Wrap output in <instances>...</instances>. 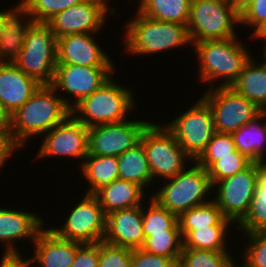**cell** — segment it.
Returning <instances> with one entry per match:
<instances>
[{"mask_svg": "<svg viewBox=\"0 0 266 267\" xmlns=\"http://www.w3.org/2000/svg\"><path fill=\"white\" fill-rule=\"evenodd\" d=\"M136 9L145 17L187 25L191 0H139Z\"/></svg>", "mask_w": 266, "mask_h": 267, "instance_id": "obj_28", "label": "cell"}, {"mask_svg": "<svg viewBox=\"0 0 266 267\" xmlns=\"http://www.w3.org/2000/svg\"><path fill=\"white\" fill-rule=\"evenodd\" d=\"M132 249L99 242V267H131Z\"/></svg>", "mask_w": 266, "mask_h": 267, "instance_id": "obj_39", "label": "cell"}, {"mask_svg": "<svg viewBox=\"0 0 266 267\" xmlns=\"http://www.w3.org/2000/svg\"><path fill=\"white\" fill-rule=\"evenodd\" d=\"M136 12L134 19L124 23L123 45L128 55H155L189 44L192 47L187 25L157 21Z\"/></svg>", "mask_w": 266, "mask_h": 267, "instance_id": "obj_3", "label": "cell"}, {"mask_svg": "<svg viewBox=\"0 0 266 267\" xmlns=\"http://www.w3.org/2000/svg\"><path fill=\"white\" fill-rule=\"evenodd\" d=\"M32 22L27 8L20 1L5 9V29L0 40V61L13 62L18 57Z\"/></svg>", "mask_w": 266, "mask_h": 267, "instance_id": "obj_22", "label": "cell"}, {"mask_svg": "<svg viewBox=\"0 0 266 267\" xmlns=\"http://www.w3.org/2000/svg\"><path fill=\"white\" fill-rule=\"evenodd\" d=\"M259 172L260 163L252 162L246 169L219 180L213 185L215 193H213L214 199L212 200L221 209L223 216L235 225L248 213Z\"/></svg>", "mask_w": 266, "mask_h": 267, "instance_id": "obj_11", "label": "cell"}, {"mask_svg": "<svg viewBox=\"0 0 266 267\" xmlns=\"http://www.w3.org/2000/svg\"><path fill=\"white\" fill-rule=\"evenodd\" d=\"M174 263L171 258L147 252L142 248L132 249L131 267H171Z\"/></svg>", "mask_w": 266, "mask_h": 267, "instance_id": "obj_41", "label": "cell"}, {"mask_svg": "<svg viewBox=\"0 0 266 267\" xmlns=\"http://www.w3.org/2000/svg\"><path fill=\"white\" fill-rule=\"evenodd\" d=\"M178 224L183 237L189 230L196 228L213 225H233L234 223L223 216L221 209L212 200L181 213L178 216Z\"/></svg>", "mask_w": 266, "mask_h": 267, "instance_id": "obj_31", "label": "cell"}, {"mask_svg": "<svg viewBox=\"0 0 266 267\" xmlns=\"http://www.w3.org/2000/svg\"><path fill=\"white\" fill-rule=\"evenodd\" d=\"M141 248L147 252L168 257L174 262H178L183 250L181 231L166 230V233L151 234L145 238Z\"/></svg>", "mask_w": 266, "mask_h": 267, "instance_id": "obj_33", "label": "cell"}, {"mask_svg": "<svg viewBox=\"0 0 266 267\" xmlns=\"http://www.w3.org/2000/svg\"><path fill=\"white\" fill-rule=\"evenodd\" d=\"M255 32H266V21Z\"/></svg>", "mask_w": 266, "mask_h": 267, "instance_id": "obj_49", "label": "cell"}, {"mask_svg": "<svg viewBox=\"0 0 266 267\" xmlns=\"http://www.w3.org/2000/svg\"><path fill=\"white\" fill-rule=\"evenodd\" d=\"M144 240L142 205L116 210L107 215L105 242L136 249L143 246Z\"/></svg>", "mask_w": 266, "mask_h": 267, "instance_id": "obj_20", "label": "cell"}, {"mask_svg": "<svg viewBox=\"0 0 266 267\" xmlns=\"http://www.w3.org/2000/svg\"><path fill=\"white\" fill-rule=\"evenodd\" d=\"M83 177L87 180L86 194H94L102 186L119 179V164L116 156L88 154L80 167Z\"/></svg>", "mask_w": 266, "mask_h": 267, "instance_id": "obj_26", "label": "cell"}, {"mask_svg": "<svg viewBox=\"0 0 266 267\" xmlns=\"http://www.w3.org/2000/svg\"><path fill=\"white\" fill-rule=\"evenodd\" d=\"M40 86L14 62L0 61V106L8 117L24 105Z\"/></svg>", "mask_w": 266, "mask_h": 267, "instance_id": "obj_19", "label": "cell"}, {"mask_svg": "<svg viewBox=\"0 0 266 267\" xmlns=\"http://www.w3.org/2000/svg\"><path fill=\"white\" fill-rule=\"evenodd\" d=\"M5 9L2 11L0 10V40L2 37V34L4 33V29H5Z\"/></svg>", "mask_w": 266, "mask_h": 267, "instance_id": "obj_47", "label": "cell"}, {"mask_svg": "<svg viewBox=\"0 0 266 267\" xmlns=\"http://www.w3.org/2000/svg\"><path fill=\"white\" fill-rule=\"evenodd\" d=\"M236 151L232 134L216 132L207 144L205 151L195 162L208 170L218 161V157L233 156Z\"/></svg>", "mask_w": 266, "mask_h": 267, "instance_id": "obj_35", "label": "cell"}, {"mask_svg": "<svg viewBox=\"0 0 266 267\" xmlns=\"http://www.w3.org/2000/svg\"><path fill=\"white\" fill-rule=\"evenodd\" d=\"M240 25L253 29V33L266 21V0H250L240 10Z\"/></svg>", "mask_w": 266, "mask_h": 267, "instance_id": "obj_40", "label": "cell"}, {"mask_svg": "<svg viewBox=\"0 0 266 267\" xmlns=\"http://www.w3.org/2000/svg\"><path fill=\"white\" fill-rule=\"evenodd\" d=\"M233 228L232 225H213L189 230L183 236V248L230 252L227 247L230 246L229 241L226 237L227 234L230 236Z\"/></svg>", "mask_w": 266, "mask_h": 267, "instance_id": "obj_29", "label": "cell"}, {"mask_svg": "<svg viewBox=\"0 0 266 267\" xmlns=\"http://www.w3.org/2000/svg\"><path fill=\"white\" fill-rule=\"evenodd\" d=\"M18 150L22 149L14 142L9 128H0V170L4 168L8 158Z\"/></svg>", "mask_w": 266, "mask_h": 267, "instance_id": "obj_43", "label": "cell"}, {"mask_svg": "<svg viewBox=\"0 0 266 267\" xmlns=\"http://www.w3.org/2000/svg\"><path fill=\"white\" fill-rule=\"evenodd\" d=\"M38 215L31 210L0 208V243L6 246L3 255H23L17 249L18 240L30 239L33 244L39 232L46 227L45 219Z\"/></svg>", "mask_w": 266, "mask_h": 267, "instance_id": "obj_18", "label": "cell"}, {"mask_svg": "<svg viewBox=\"0 0 266 267\" xmlns=\"http://www.w3.org/2000/svg\"><path fill=\"white\" fill-rule=\"evenodd\" d=\"M232 257L230 252L183 248L179 262L181 267H237Z\"/></svg>", "mask_w": 266, "mask_h": 267, "instance_id": "obj_34", "label": "cell"}, {"mask_svg": "<svg viewBox=\"0 0 266 267\" xmlns=\"http://www.w3.org/2000/svg\"><path fill=\"white\" fill-rule=\"evenodd\" d=\"M252 57L230 87L264 111L266 109V63L255 61L256 59Z\"/></svg>", "mask_w": 266, "mask_h": 267, "instance_id": "obj_25", "label": "cell"}, {"mask_svg": "<svg viewBox=\"0 0 266 267\" xmlns=\"http://www.w3.org/2000/svg\"><path fill=\"white\" fill-rule=\"evenodd\" d=\"M171 267H181V264L180 262H175Z\"/></svg>", "mask_w": 266, "mask_h": 267, "instance_id": "obj_50", "label": "cell"}, {"mask_svg": "<svg viewBox=\"0 0 266 267\" xmlns=\"http://www.w3.org/2000/svg\"><path fill=\"white\" fill-rule=\"evenodd\" d=\"M118 164L119 179L134 182L145 191L148 186H153L152 174L141 142L119 155Z\"/></svg>", "mask_w": 266, "mask_h": 267, "instance_id": "obj_27", "label": "cell"}, {"mask_svg": "<svg viewBox=\"0 0 266 267\" xmlns=\"http://www.w3.org/2000/svg\"><path fill=\"white\" fill-rule=\"evenodd\" d=\"M115 68V66L87 67L56 64L55 77L51 86L59 93H61L60 90L63 91L61 97L65 105L72 110L85 97L107 82L116 71ZM67 95H69L68 98Z\"/></svg>", "mask_w": 266, "mask_h": 267, "instance_id": "obj_12", "label": "cell"}, {"mask_svg": "<svg viewBox=\"0 0 266 267\" xmlns=\"http://www.w3.org/2000/svg\"><path fill=\"white\" fill-rule=\"evenodd\" d=\"M250 37H252V39L253 38L256 39L257 37H258V39H263L262 41H264V44H265L264 47L265 48L263 49L264 52H262L263 53L262 58L264 59V60L262 59V61L266 63V32H254V33H252V36H250Z\"/></svg>", "mask_w": 266, "mask_h": 267, "instance_id": "obj_45", "label": "cell"}, {"mask_svg": "<svg viewBox=\"0 0 266 267\" xmlns=\"http://www.w3.org/2000/svg\"><path fill=\"white\" fill-rule=\"evenodd\" d=\"M164 125L174 134L179 146L193 162L205 151L216 133L211 109L201 97L181 115Z\"/></svg>", "mask_w": 266, "mask_h": 267, "instance_id": "obj_9", "label": "cell"}, {"mask_svg": "<svg viewBox=\"0 0 266 267\" xmlns=\"http://www.w3.org/2000/svg\"><path fill=\"white\" fill-rule=\"evenodd\" d=\"M238 37L192 43L198 65L196 75L199 76V83L208 82L206 90L218 86L230 87L242 72L246 62L253 56Z\"/></svg>", "mask_w": 266, "mask_h": 267, "instance_id": "obj_2", "label": "cell"}, {"mask_svg": "<svg viewBox=\"0 0 266 267\" xmlns=\"http://www.w3.org/2000/svg\"><path fill=\"white\" fill-rule=\"evenodd\" d=\"M0 128H8V116L0 106Z\"/></svg>", "mask_w": 266, "mask_h": 267, "instance_id": "obj_46", "label": "cell"}, {"mask_svg": "<svg viewBox=\"0 0 266 267\" xmlns=\"http://www.w3.org/2000/svg\"><path fill=\"white\" fill-rule=\"evenodd\" d=\"M79 203H75L70 214L66 216L60 228L51 226L59 237L80 243H98L104 241L106 219L98 198L94 194H84Z\"/></svg>", "mask_w": 266, "mask_h": 267, "instance_id": "obj_13", "label": "cell"}, {"mask_svg": "<svg viewBox=\"0 0 266 267\" xmlns=\"http://www.w3.org/2000/svg\"><path fill=\"white\" fill-rule=\"evenodd\" d=\"M148 204V206L142 205V225L145 238L151 234L166 233V230H180L176 214L161 207L152 198Z\"/></svg>", "mask_w": 266, "mask_h": 267, "instance_id": "obj_32", "label": "cell"}, {"mask_svg": "<svg viewBox=\"0 0 266 267\" xmlns=\"http://www.w3.org/2000/svg\"><path fill=\"white\" fill-rule=\"evenodd\" d=\"M251 163V160L237 150L233 153V156L218 157V161L207 171L214 185L219 180L246 169Z\"/></svg>", "mask_w": 266, "mask_h": 267, "instance_id": "obj_38", "label": "cell"}, {"mask_svg": "<svg viewBox=\"0 0 266 267\" xmlns=\"http://www.w3.org/2000/svg\"><path fill=\"white\" fill-rule=\"evenodd\" d=\"M144 193H146L145 190L138 184L117 179L102 186L94 195L98 198L104 213L108 215L116 210L143 205L144 198H148Z\"/></svg>", "mask_w": 266, "mask_h": 267, "instance_id": "obj_23", "label": "cell"}, {"mask_svg": "<svg viewBox=\"0 0 266 267\" xmlns=\"http://www.w3.org/2000/svg\"><path fill=\"white\" fill-rule=\"evenodd\" d=\"M239 10L250 0H230Z\"/></svg>", "mask_w": 266, "mask_h": 267, "instance_id": "obj_48", "label": "cell"}, {"mask_svg": "<svg viewBox=\"0 0 266 267\" xmlns=\"http://www.w3.org/2000/svg\"><path fill=\"white\" fill-rule=\"evenodd\" d=\"M70 267H99V242L83 243Z\"/></svg>", "mask_w": 266, "mask_h": 267, "instance_id": "obj_42", "label": "cell"}, {"mask_svg": "<svg viewBox=\"0 0 266 267\" xmlns=\"http://www.w3.org/2000/svg\"><path fill=\"white\" fill-rule=\"evenodd\" d=\"M140 142L145 150L153 183L156 178L159 181V178L166 180L174 177L192 162L163 123L150 122L143 130Z\"/></svg>", "mask_w": 266, "mask_h": 267, "instance_id": "obj_8", "label": "cell"}, {"mask_svg": "<svg viewBox=\"0 0 266 267\" xmlns=\"http://www.w3.org/2000/svg\"><path fill=\"white\" fill-rule=\"evenodd\" d=\"M33 244L34 256L29 258L31 264L37 263L38 267H70L77 249L83 243L61 238L49 227L39 232Z\"/></svg>", "mask_w": 266, "mask_h": 267, "instance_id": "obj_21", "label": "cell"}, {"mask_svg": "<svg viewBox=\"0 0 266 267\" xmlns=\"http://www.w3.org/2000/svg\"><path fill=\"white\" fill-rule=\"evenodd\" d=\"M236 226L239 232L266 231V162L260 164L257 186L248 213Z\"/></svg>", "mask_w": 266, "mask_h": 267, "instance_id": "obj_30", "label": "cell"}, {"mask_svg": "<svg viewBox=\"0 0 266 267\" xmlns=\"http://www.w3.org/2000/svg\"><path fill=\"white\" fill-rule=\"evenodd\" d=\"M242 233L248 242L242 251L243 262L238 267H266V231Z\"/></svg>", "mask_w": 266, "mask_h": 267, "instance_id": "obj_36", "label": "cell"}, {"mask_svg": "<svg viewBox=\"0 0 266 267\" xmlns=\"http://www.w3.org/2000/svg\"><path fill=\"white\" fill-rule=\"evenodd\" d=\"M200 97L211 109L218 133L232 134L263 112L231 87L211 88L203 91Z\"/></svg>", "mask_w": 266, "mask_h": 267, "instance_id": "obj_10", "label": "cell"}, {"mask_svg": "<svg viewBox=\"0 0 266 267\" xmlns=\"http://www.w3.org/2000/svg\"><path fill=\"white\" fill-rule=\"evenodd\" d=\"M57 93L51 85H41L24 105L8 117V128L20 148L24 149L32 137L39 134L43 137L71 114Z\"/></svg>", "mask_w": 266, "mask_h": 267, "instance_id": "obj_1", "label": "cell"}, {"mask_svg": "<svg viewBox=\"0 0 266 267\" xmlns=\"http://www.w3.org/2000/svg\"><path fill=\"white\" fill-rule=\"evenodd\" d=\"M191 163L182 172L166 179V181L164 180L165 184L163 183V187H160L154 195L151 194L149 196L161 207L177 216L193 207L206 204L213 199L211 197L213 184L208 171L196 162L192 161ZM209 193H211V196Z\"/></svg>", "mask_w": 266, "mask_h": 267, "instance_id": "obj_5", "label": "cell"}, {"mask_svg": "<svg viewBox=\"0 0 266 267\" xmlns=\"http://www.w3.org/2000/svg\"><path fill=\"white\" fill-rule=\"evenodd\" d=\"M132 90L114 81L112 76L77 104L71 114L86 127L126 121L137 105Z\"/></svg>", "mask_w": 266, "mask_h": 267, "instance_id": "obj_4", "label": "cell"}, {"mask_svg": "<svg viewBox=\"0 0 266 267\" xmlns=\"http://www.w3.org/2000/svg\"><path fill=\"white\" fill-rule=\"evenodd\" d=\"M56 47L57 38L49 25L44 22H32L23 48L13 62L41 85H51L57 64Z\"/></svg>", "mask_w": 266, "mask_h": 267, "instance_id": "obj_7", "label": "cell"}, {"mask_svg": "<svg viewBox=\"0 0 266 267\" xmlns=\"http://www.w3.org/2000/svg\"><path fill=\"white\" fill-rule=\"evenodd\" d=\"M95 33L69 34L57 38V64L116 66L94 38Z\"/></svg>", "mask_w": 266, "mask_h": 267, "instance_id": "obj_17", "label": "cell"}, {"mask_svg": "<svg viewBox=\"0 0 266 267\" xmlns=\"http://www.w3.org/2000/svg\"><path fill=\"white\" fill-rule=\"evenodd\" d=\"M43 137L38 153L39 159L69 157L78 159L81 167L88 155V127L70 114L62 123L53 127Z\"/></svg>", "mask_w": 266, "mask_h": 267, "instance_id": "obj_16", "label": "cell"}, {"mask_svg": "<svg viewBox=\"0 0 266 267\" xmlns=\"http://www.w3.org/2000/svg\"><path fill=\"white\" fill-rule=\"evenodd\" d=\"M109 0H84L55 14L46 23L56 38L69 34L99 33L108 20L116 16V7ZM107 19V20H106Z\"/></svg>", "mask_w": 266, "mask_h": 267, "instance_id": "obj_14", "label": "cell"}, {"mask_svg": "<svg viewBox=\"0 0 266 267\" xmlns=\"http://www.w3.org/2000/svg\"><path fill=\"white\" fill-rule=\"evenodd\" d=\"M150 122L128 119L88 127V154L118 157L140 142L142 132Z\"/></svg>", "mask_w": 266, "mask_h": 267, "instance_id": "obj_15", "label": "cell"}, {"mask_svg": "<svg viewBox=\"0 0 266 267\" xmlns=\"http://www.w3.org/2000/svg\"><path fill=\"white\" fill-rule=\"evenodd\" d=\"M84 0H20L27 8L33 22L46 23L55 14L69 7L82 3Z\"/></svg>", "mask_w": 266, "mask_h": 267, "instance_id": "obj_37", "label": "cell"}, {"mask_svg": "<svg viewBox=\"0 0 266 267\" xmlns=\"http://www.w3.org/2000/svg\"><path fill=\"white\" fill-rule=\"evenodd\" d=\"M239 9L230 0H191L187 24L192 43L237 37Z\"/></svg>", "mask_w": 266, "mask_h": 267, "instance_id": "obj_6", "label": "cell"}, {"mask_svg": "<svg viewBox=\"0 0 266 267\" xmlns=\"http://www.w3.org/2000/svg\"><path fill=\"white\" fill-rule=\"evenodd\" d=\"M0 267H34L29 258H23V255H3L1 257Z\"/></svg>", "mask_w": 266, "mask_h": 267, "instance_id": "obj_44", "label": "cell"}, {"mask_svg": "<svg viewBox=\"0 0 266 267\" xmlns=\"http://www.w3.org/2000/svg\"><path fill=\"white\" fill-rule=\"evenodd\" d=\"M232 137L236 149L249 160L260 164L266 162V148L264 149L266 147V114L264 112L233 132Z\"/></svg>", "mask_w": 266, "mask_h": 267, "instance_id": "obj_24", "label": "cell"}]
</instances>
